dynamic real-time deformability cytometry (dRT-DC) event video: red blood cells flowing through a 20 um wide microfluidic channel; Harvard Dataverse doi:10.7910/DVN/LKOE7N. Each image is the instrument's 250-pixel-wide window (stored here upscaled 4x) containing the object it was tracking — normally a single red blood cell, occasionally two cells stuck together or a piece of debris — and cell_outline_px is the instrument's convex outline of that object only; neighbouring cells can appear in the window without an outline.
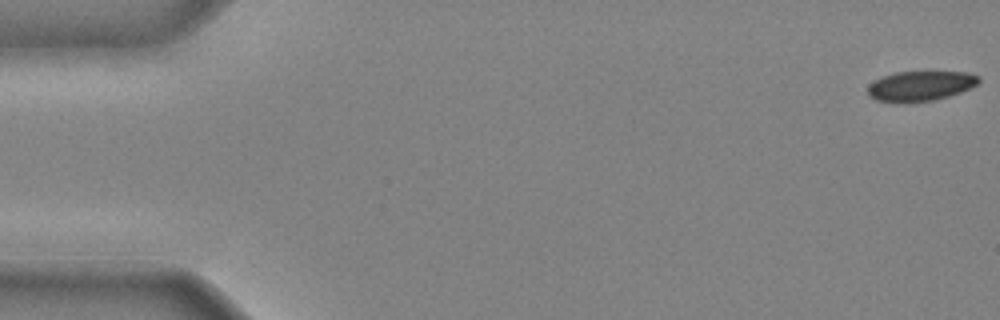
{"species": "common noctule bat (a hibernating species)", "species_latin": "Nyctalus noctula", "temperature_condition": "cold", "stored_images_in_passage": 40, "camera_frame_rate_fps": 3000, "um_per_image_px": 0.085, "animal": {"sex": "male", "body_mass_g": 20.4}, "frame": {"image": 1, "passage_image": 1, "time_ms": 0.0, "image_size_px": [1000, 320], "cell_outline_px": [[980, 80], [976, 84], [960, 92], [936, 100], [908, 104], [896, 104], [876, 100], [868, 96], [868, 84], [884, 76], [896, 72], [924, 68], [968, 72], [980, 76]], "centroid_in_image_um": [78.23, 7.27], "position_along_channel_um": 6.8, "area_um2": 20.75}}
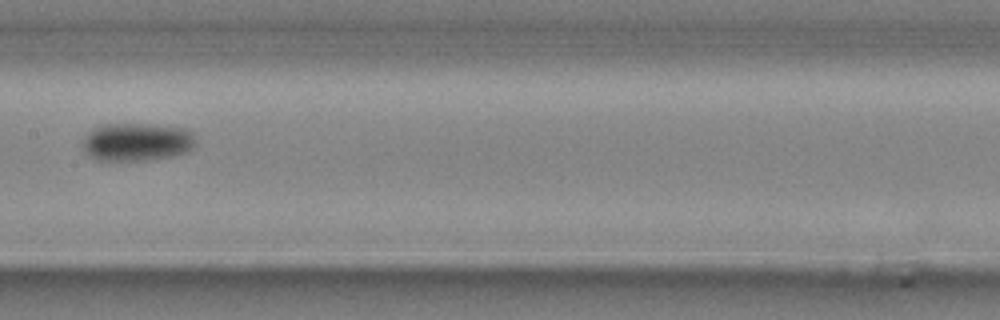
{"frame": {"image": 2, "passage_image": 23, "time_ms": 7.333, "image_size_px": [1000, 320], "cell_outline_px": [[196, 148], [188, 152], [172, 156], [148, 160], [100, 160], [84, 152], [84, 136], [88, 132], [104, 124], [152, 124], [188, 128], [192, 132], [196, 140]], "centroid_in_image_um": [11.72, 12.05], "position_along_channel_um": 195.7, "area_um2": 25.26}}
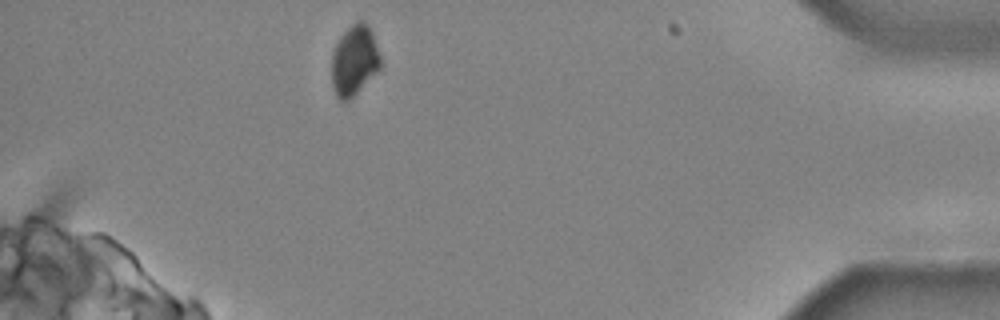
{"frame": {"image": 3, "passage_image": 40, "time_ms": 13.0, "image_size_px": [1000, 320], "cell_outline_px": [[380, 68], [348, 100], [340, 100], [336, 96], [332, 84], [332, 52], [340, 36], [356, 20], [364, 20], [368, 24], [380, 56]], "centroid_in_image_um": [30.09, 5.1], "position_along_channel_um": 405.1, "area_um2": 19.59}}